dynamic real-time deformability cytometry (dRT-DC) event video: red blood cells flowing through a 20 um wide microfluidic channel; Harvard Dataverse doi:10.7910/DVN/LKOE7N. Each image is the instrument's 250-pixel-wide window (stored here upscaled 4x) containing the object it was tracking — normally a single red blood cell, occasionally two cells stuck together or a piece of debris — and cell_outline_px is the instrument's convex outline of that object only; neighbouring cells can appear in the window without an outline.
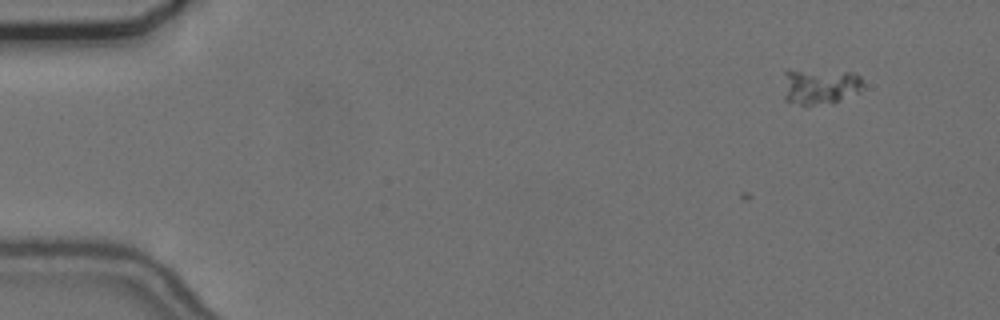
{"species": "common noctule bat (a hibernating species)", "species_latin": "Nyctalus noctula", "temperature_condition": "cold", "stored_images_in_passage": 3, "camera_frame_rate_fps": 3000, "um_per_image_px": 0.085, "animal": {"sex": "female", "body_mass_g": 24.6, "forearm_length_mm": 56.2}, "frame": {"image": 1, "passage_image": 1, "time_ms": 0.0, "image_size_px": [1000, 320], "cell_outline_px": [[864, 84], [856, 92], [832, 104], [804, 108], [784, 100], [784, 72], [788, 68], [852, 72], [860, 76]], "centroid_in_image_um": [69.61, 7.36], "position_along_channel_um": 15.4, "area_um2": 17.57}}